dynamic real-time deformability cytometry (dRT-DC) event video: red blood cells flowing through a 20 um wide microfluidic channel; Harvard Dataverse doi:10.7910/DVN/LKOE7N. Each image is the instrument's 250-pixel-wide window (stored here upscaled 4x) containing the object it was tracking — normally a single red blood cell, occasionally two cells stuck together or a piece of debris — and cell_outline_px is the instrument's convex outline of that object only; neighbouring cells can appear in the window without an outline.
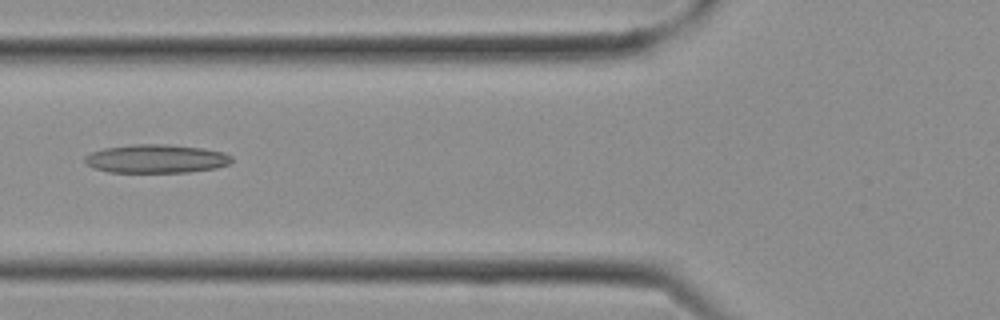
{"species": "Egyptian fruit bat (a non-hibernating species)", "species_latin": "Rousettus aegyptiacus", "temperature_condition": "cold", "stored_images_in_passage": 11, "camera_frame_rate_fps": 3000, "um_per_image_px": 0.085, "frame": {"image": 1, "passage_image": 10, "time_ms": 3.0, "image_size_px": [1000, 320], "cell_outline_px": [[232, 160], [228, 164], [216, 168], [188, 172], [108, 172], [96, 168], [88, 164], [84, 160], [84, 156], [92, 152], [104, 148], [132, 144], [164, 144], [204, 148], [224, 152], [232, 156]], "centroid_in_image_um": [13.29, 13.49], "position_along_channel_um": 112.5, "area_um2": 24.39}}